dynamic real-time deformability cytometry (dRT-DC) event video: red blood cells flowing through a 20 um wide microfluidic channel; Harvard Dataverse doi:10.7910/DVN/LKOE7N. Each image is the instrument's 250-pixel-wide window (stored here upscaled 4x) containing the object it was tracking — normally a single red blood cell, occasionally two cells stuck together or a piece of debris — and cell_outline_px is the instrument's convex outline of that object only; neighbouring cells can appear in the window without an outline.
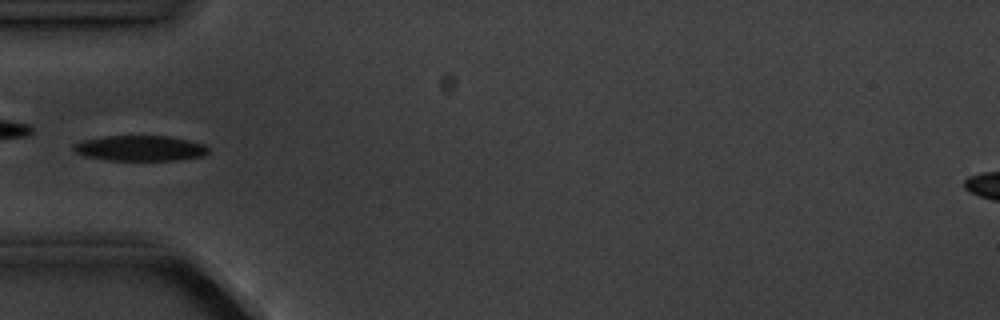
{"species": "common noctule bat (a hibernating species)", "species_latin": "Nyctalus noctula", "temperature_condition": "cold", "stored_images_in_passage": 6, "camera_frame_rate_fps": 3000, "um_per_image_px": 0.085, "animal": {"sex": "male", "body_mass_g": 20.1, "forearm_length_mm": 53.5}, "frame": {"image": 1, "passage_image": 4, "time_ms": 3.667, "image_size_px": [1000, 320], "cell_outline_px": [[208, 152], [204, 156], [176, 160], [108, 160], [84, 156], [76, 152], [72, 148], [72, 144], [84, 140], [104, 136], [168, 136], [188, 140], [204, 144], [208, 148]], "centroid_in_image_um": [11.9, 12.6], "position_along_channel_um": 73.1, "area_um2": 19.94}}
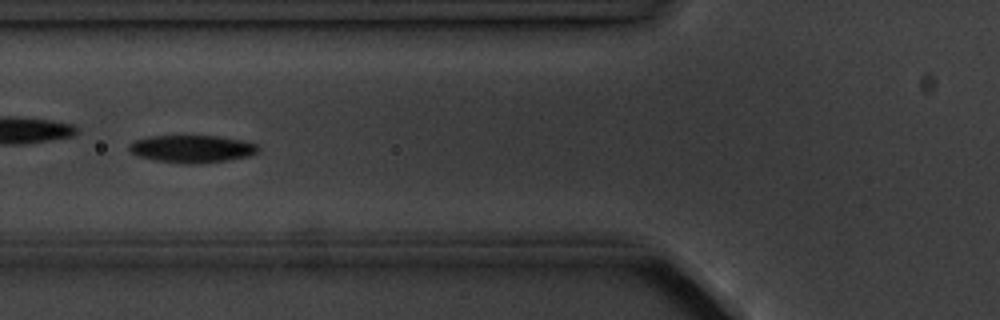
{"frame": {"image": 2, "passage_image": 5, "time_ms": 4.667, "image_size_px": [1000, 320], "cell_outline_px": [[260, 148], [252, 156], [228, 160], [196, 164], [180, 164], [156, 160], [136, 156], [128, 148], [128, 144], [136, 140], [152, 136], [216, 136], [244, 140], [256, 144]], "centroid_in_image_um": [16.34, 12.66], "position_along_channel_um": 109.5, "area_um2": 20.81}}